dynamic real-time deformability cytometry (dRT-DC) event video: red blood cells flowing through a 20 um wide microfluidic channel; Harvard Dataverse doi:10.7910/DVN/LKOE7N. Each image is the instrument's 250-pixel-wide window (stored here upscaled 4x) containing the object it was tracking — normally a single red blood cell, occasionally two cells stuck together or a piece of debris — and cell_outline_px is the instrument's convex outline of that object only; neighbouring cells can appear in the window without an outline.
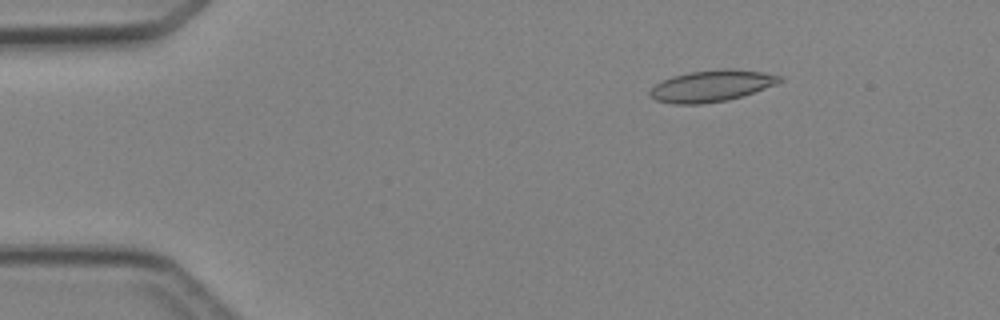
{"species": "Egyptian fruit bat (a non-hibernating species)", "species_latin": "Rousettus aegyptiacus", "temperature_condition": "cold", "stored_images_in_passage": 4, "camera_frame_rate_fps": 3000, "um_per_image_px": 0.085, "animal": {"sex": "female"}, "frame": {"image": 1, "passage_image": 2, "time_ms": 1.333, "image_size_px": [1000, 320], "cell_outline_px": [[784, 80], [776, 84], [728, 100], [700, 104], [672, 104], [656, 100], [648, 96], [648, 92], [660, 80], [672, 76], [688, 72], [724, 68], [728, 68], [764, 72], [784, 76]], "centroid_in_image_um": [60.45, 7.29], "position_along_channel_um": 24.5, "area_um2": 23.93}}
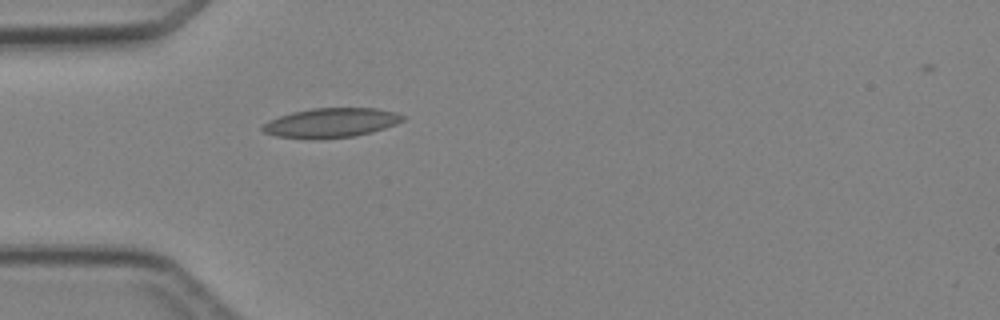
{"frame": {"image": 2, "passage_image": 4, "time_ms": 3.667, "image_size_px": [1000, 320], "cell_outline_px": [[404, 120], [396, 124], [372, 132], [356, 136], [276, 136], [264, 132], [260, 128], [268, 120], [292, 112], [312, 108], [376, 108], [396, 112], [404, 116]], "centroid_in_image_um": [28.19, 10.38], "position_along_channel_um": 56.8, "area_um2": 23.12}}